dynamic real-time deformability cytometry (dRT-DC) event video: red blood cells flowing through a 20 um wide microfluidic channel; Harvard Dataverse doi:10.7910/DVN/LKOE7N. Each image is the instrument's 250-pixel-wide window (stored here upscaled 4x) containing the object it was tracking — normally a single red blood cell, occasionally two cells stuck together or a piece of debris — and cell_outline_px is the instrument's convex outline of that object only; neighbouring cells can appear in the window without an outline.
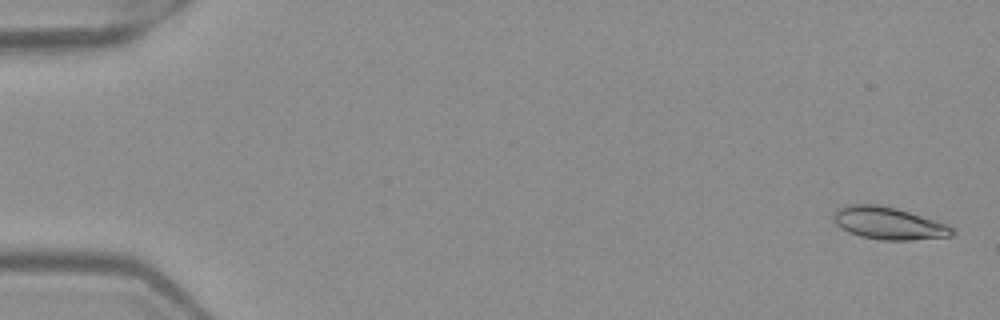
{"species": "Egyptian fruit bat (a non-hibernating species)", "species_latin": "Rousettus aegyptiacus", "temperature_condition": "warm", "stored_images_in_passage": 52, "camera_frame_rate_fps": 3000, "um_per_image_px": 0.085, "frame": {"image": 1, "passage_image": 2, "time_ms": 0.333, "image_size_px": [1000, 320], "cell_outline_px": [[956, 232], [952, 236], [912, 240], [880, 240], [860, 236], [848, 232], [840, 228], [832, 220], [832, 212], [836, 208], [844, 204], [880, 204], [896, 208], [948, 224], [956, 228]], "centroid_in_image_um": [75.5, 18.97], "position_along_channel_um": 9.5, "area_um2": 22.89}}
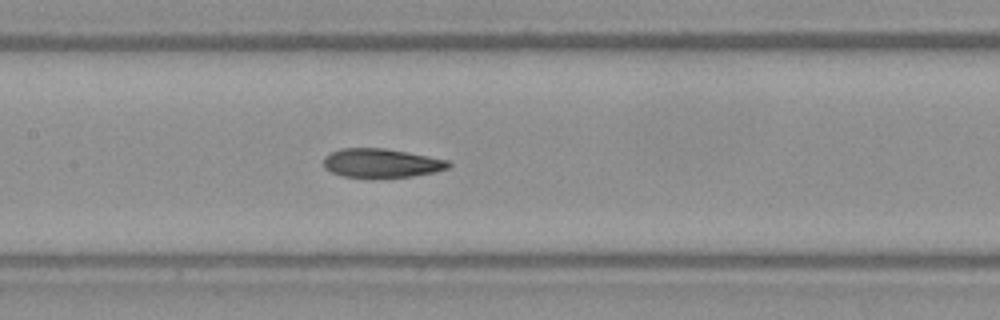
{"frame": {"image": 2, "passage_image": 26, "time_ms": 8.333, "image_size_px": [1000, 320], "cell_outline_px": [[452, 164], [448, 168], [436, 172], [412, 176], [344, 176], [332, 172], [324, 168], [324, 156], [340, 148], [384, 148], [408, 152], [448, 160]], "centroid_in_image_um": [32.44, 13.84], "position_along_channel_um": 175.0, "area_um2": 20.69}}
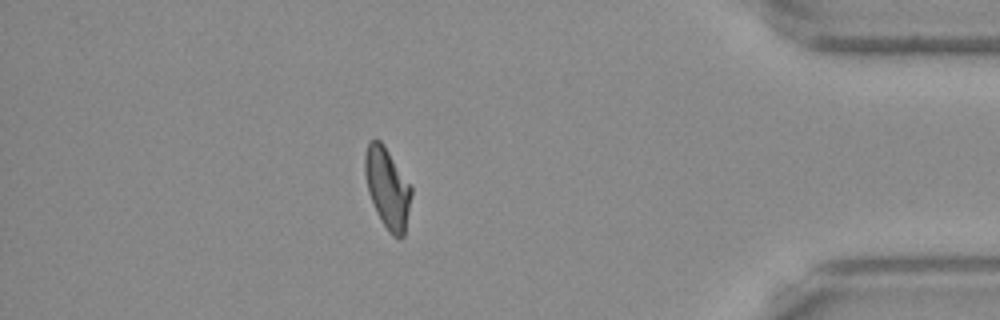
{"frame": {"image": 3, "passage_image": 46, "time_ms": 15.0, "image_size_px": [1000, 320], "cell_outline_px": [[412, 196], [404, 236], [400, 240], [392, 236], [388, 232], [380, 220], [376, 212], [368, 192], [364, 172], [364, 152], [368, 140], [376, 136], [384, 144], [412, 188]], "centroid_in_image_um": [32.91, 15.97], "position_along_channel_um": 402.3, "area_um2": 22.25}, "authors_computed_cell_mechanics": {"area_um2": 21.7906, "velocity_mm_per_s": 3.9816, "shape_relaxation_time_tau1_ms": null, "shape_relaxation_time_tau2_ms": 2.4968, "deformation_change_tau1": null, "deformation_change_tau2": 0.0932}}